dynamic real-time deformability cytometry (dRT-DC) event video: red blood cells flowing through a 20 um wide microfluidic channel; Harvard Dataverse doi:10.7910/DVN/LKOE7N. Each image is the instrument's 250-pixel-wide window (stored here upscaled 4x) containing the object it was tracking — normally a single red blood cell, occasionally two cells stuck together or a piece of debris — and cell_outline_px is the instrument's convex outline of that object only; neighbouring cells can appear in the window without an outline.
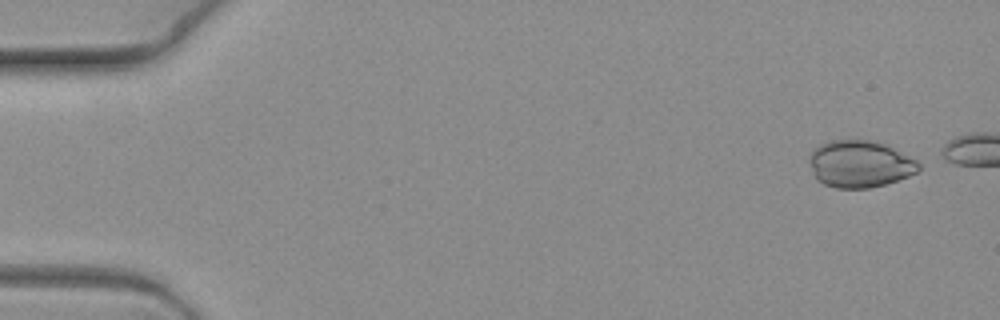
{"species": "common noctule bat (a hibernating species)", "species_latin": "Nyctalus noctula", "temperature_condition": "warm", "stored_images_in_passage": 5, "camera_frame_rate_fps": 3000, "um_per_image_px": 0.085, "animal": {"sex": "female", "body_mass_g": 19.3, "forearm_length_mm": 54.1}, "frame": {"image": 1, "passage_image": 1, "time_ms": 0.0, "image_size_px": [1000, 320], "cell_outline_px": [[920, 168], [916, 172], [908, 176], [884, 184], [868, 188], [836, 188], [824, 184], [816, 176], [808, 160], [808, 156], [820, 144], [832, 140], [876, 140], [916, 160], [920, 164]], "centroid_in_image_um": [73.08, 13.93], "position_along_channel_um": 11.9, "area_um2": 29.54}}